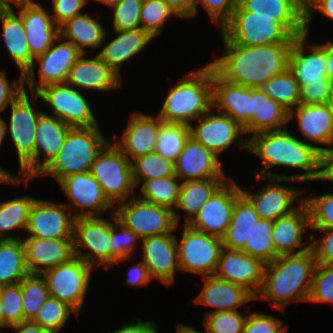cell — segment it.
Returning <instances> with one entry per match:
<instances>
[{"mask_svg": "<svg viewBox=\"0 0 333 333\" xmlns=\"http://www.w3.org/2000/svg\"><path fill=\"white\" fill-rule=\"evenodd\" d=\"M96 1L101 2V3L111 7L115 4H118L121 0H96Z\"/></svg>", "mask_w": 333, "mask_h": 333, "instance_id": "73", "label": "cell"}, {"mask_svg": "<svg viewBox=\"0 0 333 333\" xmlns=\"http://www.w3.org/2000/svg\"><path fill=\"white\" fill-rule=\"evenodd\" d=\"M18 79L9 83L5 71L0 72V112H3L24 92L23 74H20Z\"/></svg>", "mask_w": 333, "mask_h": 333, "instance_id": "61", "label": "cell"}, {"mask_svg": "<svg viewBox=\"0 0 333 333\" xmlns=\"http://www.w3.org/2000/svg\"><path fill=\"white\" fill-rule=\"evenodd\" d=\"M119 204L114 207L117 220L141 239L173 233L179 226L173 210L143 201L136 195Z\"/></svg>", "mask_w": 333, "mask_h": 333, "instance_id": "9", "label": "cell"}, {"mask_svg": "<svg viewBox=\"0 0 333 333\" xmlns=\"http://www.w3.org/2000/svg\"><path fill=\"white\" fill-rule=\"evenodd\" d=\"M113 31L118 36L107 43L97 55L121 76V64L140 53L154 37L142 28Z\"/></svg>", "mask_w": 333, "mask_h": 333, "instance_id": "34", "label": "cell"}, {"mask_svg": "<svg viewBox=\"0 0 333 333\" xmlns=\"http://www.w3.org/2000/svg\"><path fill=\"white\" fill-rule=\"evenodd\" d=\"M71 128L55 116L44 112L39 116L34 149V178L39 177L57 157ZM39 156L44 157V161Z\"/></svg>", "mask_w": 333, "mask_h": 333, "instance_id": "31", "label": "cell"}, {"mask_svg": "<svg viewBox=\"0 0 333 333\" xmlns=\"http://www.w3.org/2000/svg\"><path fill=\"white\" fill-rule=\"evenodd\" d=\"M83 55L85 56L82 54L70 69L66 84L101 92L122 86L121 76L97 54L89 59Z\"/></svg>", "mask_w": 333, "mask_h": 333, "instance_id": "30", "label": "cell"}, {"mask_svg": "<svg viewBox=\"0 0 333 333\" xmlns=\"http://www.w3.org/2000/svg\"><path fill=\"white\" fill-rule=\"evenodd\" d=\"M111 215L112 218L110 220L113 266L114 264H119L121 261L131 260L130 255L135 251L134 249L136 248L137 240H140L141 238L117 220L114 210H112ZM117 227L120 228V232L116 231Z\"/></svg>", "mask_w": 333, "mask_h": 333, "instance_id": "49", "label": "cell"}, {"mask_svg": "<svg viewBox=\"0 0 333 333\" xmlns=\"http://www.w3.org/2000/svg\"><path fill=\"white\" fill-rule=\"evenodd\" d=\"M253 15L275 17L294 37L306 34L305 0H237Z\"/></svg>", "mask_w": 333, "mask_h": 333, "instance_id": "29", "label": "cell"}, {"mask_svg": "<svg viewBox=\"0 0 333 333\" xmlns=\"http://www.w3.org/2000/svg\"><path fill=\"white\" fill-rule=\"evenodd\" d=\"M108 141L100 132L99 125L72 127L57 157L39 176L50 174L59 183L69 175L90 172L98 152Z\"/></svg>", "mask_w": 333, "mask_h": 333, "instance_id": "5", "label": "cell"}, {"mask_svg": "<svg viewBox=\"0 0 333 333\" xmlns=\"http://www.w3.org/2000/svg\"><path fill=\"white\" fill-rule=\"evenodd\" d=\"M170 89L157 116L164 123L185 124L213 109V66L191 71Z\"/></svg>", "mask_w": 333, "mask_h": 333, "instance_id": "4", "label": "cell"}, {"mask_svg": "<svg viewBox=\"0 0 333 333\" xmlns=\"http://www.w3.org/2000/svg\"><path fill=\"white\" fill-rule=\"evenodd\" d=\"M73 245L75 256L93 268L94 265L112 267L111 221L99 216L76 217Z\"/></svg>", "mask_w": 333, "mask_h": 333, "instance_id": "10", "label": "cell"}, {"mask_svg": "<svg viewBox=\"0 0 333 333\" xmlns=\"http://www.w3.org/2000/svg\"><path fill=\"white\" fill-rule=\"evenodd\" d=\"M178 17L193 18L195 0H163Z\"/></svg>", "mask_w": 333, "mask_h": 333, "instance_id": "65", "label": "cell"}, {"mask_svg": "<svg viewBox=\"0 0 333 333\" xmlns=\"http://www.w3.org/2000/svg\"><path fill=\"white\" fill-rule=\"evenodd\" d=\"M299 202V207L292 213L273 222L272 242L279 256L301 254L311 249V235L308 239L310 244L305 247L302 238L303 231L311 229L310 209L304 197Z\"/></svg>", "mask_w": 333, "mask_h": 333, "instance_id": "21", "label": "cell"}, {"mask_svg": "<svg viewBox=\"0 0 333 333\" xmlns=\"http://www.w3.org/2000/svg\"><path fill=\"white\" fill-rule=\"evenodd\" d=\"M333 93V83L328 78L319 82L306 83L301 88L300 104H326Z\"/></svg>", "mask_w": 333, "mask_h": 333, "instance_id": "58", "label": "cell"}, {"mask_svg": "<svg viewBox=\"0 0 333 333\" xmlns=\"http://www.w3.org/2000/svg\"><path fill=\"white\" fill-rule=\"evenodd\" d=\"M10 108L11 115L9 125L6 123V133L10 135L16 147L22 179H34L36 128L39 116L43 112L34 110L25 88Z\"/></svg>", "mask_w": 333, "mask_h": 333, "instance_id": "8", "label": "cell"}, {"mask_svg": "<svg viewBox=\"0 0 333 333\" xmlns=\"http://www.w3.org/2000/svg\"><path fill=\"white\" fill-rule=\"evenodd\" d=\"M132 162L133 180L136 187L143 181L175 175L174 163L156 152L134 159Z\"/></svg>", "mask_w": 333, "mask_h": 333, "instance_id": "47", "label": "cell"}, {"mask_svg": "<svg viewBox=\"0 0 333 333\" xmlns=\"http://www.w3.org/2000/svg\"><path fill=\"white\" fill-rule=\"evenodd\" d=\"M240 147L254 153L263 161L264 169L254 174L260 177L290 178L300 182L322 180L323 154L328 147L306 143L290 134L286 128L253 134L239 141ZM286 166L306 171L293 176L273 174L268 169Z\"/></svg>", "mask_w": 333, "mask_h": 333, "instance_id": "1", "label": "cell"}, {"mask_svg": "<svg viewBox=\"0 0 333 333\" xmlns=\"http://www.w3.org/2000/svg\"><path fill=\"white\" fill-rule=\"evenodd\" d=\"M26 37L31 52V66L34 59L44 54L60 36L51 12L32 1L19 7Z\"/></svg>", "mask_w": 333, "mask_h": 333, "instance_id": "24", "label": "cell"}, {"mask_svg": "<svg viewBox=\"0 0 333 333\" xmlns=\"http://www.w3.org/2000/svg\"><path fill=\"white\" fill-rule=\"evenodd\" d=\"M326 71L327 78L333 83V42H326Z\"/></svg>", "mask_w": 333, "mask_h": 333, "instance_id": "68", "label": "cell"}, {"mask_svg": "<svg viewBox=\"0 0 333 333\" xmlns=\"http://www.w3.org/2000/svg\"><path fill=\"white\" fill-rule=\"evenodd\" d=\"M273 221L260 218L253 226L250 239L242 249L246 254L263 260L266 264L279 255L272 242Z\"/></svg>", "mask_w": 333, "mask_h": 333, "instance_id": "46", "label": "cell"}, {"mask_svg": "<svg viewBox=\"0 0 333 333\" xmlns=\"http://www.w3.org/2000/svg\"><path fill=\"white\" fill-rule=\"evenodd\" d=\"M213 109L229 115L242 128L252 119V88L223 79L213 67Z\"/></svg>", "mask_w": 333, "mask_h": 333, "instance_id": "26", "label": "cell"}, {"mask_svg": "<svg viewBox=\"0 0 333 333\" xmlns=\"http://www.w3.org/2000/svg\"><path fill=\"white\" fill-rule=\"evenodd\" d=\"M21 181L25 182L27 186L29 179H22L18 176L11 175L5 169L0 167V183L19 185Z\"/></svg>", "mask_w": 333, "mask_h": 333, "instance_id": "69", "label": "cell"}, {"mask_svg": "<svg viewBox=\"0 0 333 333\" xmlns=\"http://www.w3.org/2000/svg\"><path fill=\"white\" fill-rule=\"evenodd\" d=\"M0 20L6 50L24 75L31 67V52L23 20L13 9L0 10Z\"/></svg>", "mask_w": 333, "mask_h": 333, "instance_id": "36", "label": "cell"}, {"mask_svg": "<svg viewBox=\"0 0 333 333\" xmlns=\"http://www.w3.org/2000/svg\"><path fill=\"white\" fill-rule=\"evenodd\" d=\"M22 241L30 274H42L75 257L73 239H40L29 236Z\"/></svg>", "mask_w": 333, "mask_h": 333, "instance_id": "27", "label": "cell"}, {"mask_svg": "<svg viewBox=\"0 0 333 333\" xmlns=\"http://www.w3.org/2000/svg\"><path fill=\"white\" fill-rule=\"evenodd\" d=\"M36 198L30 196L16 197L0 203V240L17 239L6 235L13 229H27L30 209Z\"/></svg>", "mask_w": 333, "mask_h": 333, "instance_id": "41", "label": "cell"}, {"mask_svg": "<svg viewBox=\"0 0 333 333\" xmlns=\"http://www.w3.org/2000/svg\"><path fill=\"white\" fill-rule=\"evenodd\" d=\"M35 97L43 99L51 106L52 116L61 119L70 127H93L99 125L93 115L88 100L79 90L66 83L51 84L41 88Z\"/></svg>", "mask_w": 333, "mask_h": 333, "instance_id": "14", "label": "cell"}, {"mask_svg": "<svg viewBox=\"0 0 333 333\" xmlns=\"http://www.w3.org/2000/svg\"><path fill=\"white\" fill-rule=\"evenodd\" d=\"M32 2V0H0V10H10L13 9L10 3L16 5L17 7L23 4Z\"/></svg>", "mask_w": 333, "mask_h": 333, "instance_id": "70", "label": "cell"}, {"mask_svg": "<svg viewBox=\"0 0 333 333\" xmlns=\"http://www.w3.org/2000/svg\"><path fill=\"white\" fill-rule=\"evenodd\" d=\"M246 317L238 310L213 312L205 315L204 326L209 333H243Z\"/></svg>", "mask_w": 333, "mask_h": 333, "instance_id": "52", "label": "cell"}, {"mask_svg": "<svg viewBox=\"0 0 333 333\" xmlns=\"http://www.w3.org/2000/svg\"><path fill=\"white\" fill-rule=\"evenodd\" d=\"M225 180L227 181L226 178H211L181 182L179 200L174 210L176 224L180 225L176 209L187 212L184 224H188Z\"/></svg>", "mask_w": 333, "mask_h": 333, "instance_id": "38", "label": "cell"}, {"mask_svg": "<svg viewBox=\"0 0 333 333\" xmlns=\"http://www.w3.org/2000/svg\"><path fill=\"white\" fill-rule=\"evenodd\" d=\"M171 15L177 16L163 0H144L140 12L141 28L156 37L162 33V26Z\"/></svg>", "mask_w": 333, "mask_h": 333, "instance_id": "50", "label": "cell"}, {"mask_svg": "<svg viewBox=\"0 0 333 333\" xmlns=\"http://www.w3.org/2000/svg\"><path fill=\"white\" fill-rule=\"evenodd\" d=\"M310 209L311 228H333V193L304 197Z\"/></svg>", "mask_w": 333, "mask_h": 333, "instance_id": "54", "label": "cell"}, {"mask_svg": "<svg viewBox=\"0 0 333 333\" xmlns=\"http://www.w3.org/2000/svg\"><path fill=\"white\" fill-rule=\"evenodd\" d=\"M61 39L59 36L44 54L35 58L30 69L23 75L24 88L27 84L30 93L36 94L47 85L66 83L70 69L83 54L71 42H61ZM56 41L60 43L56 45ZM35 60L39 64V83L35 82Z\"/></svg>", "mask_w": 333, "mask_h": 333, "instance_id": "13", "label": "cell"}, {"mask_svg": "<svg viewBox=\"0 0 333 333\" xmlns=\"http://www.w3.org/2000/svg\"><path fill=\"white\" fill-rule=\"evenodd\" d=\"M308 301L333 303V266L316 264Z\"/></svg>", "mask_w": 333, "mask_h": 333, "instance_id": "55", "label": "cell"}, {"mask_svg": "<svg viewBox=\"0 0 333 333\" xmlns=\"http://www.w3.org/2000/svg\"><path fill=\"white\" fill-rule=\"evenodd\" d=\"M93 267L79 257L44 271L51 297L67 303L79 315L89 288Z\"/></svg>", "mask_w": 333, "mask_h": 333, "instance_id": "11", "label": "cell"}, {"mask_svg": "<svg viewBox=\"0 0 333 333\" xmlns=\"http://www.w3.org/2000/svg\"><path fill=\"white\" fill-rule=\"evenodd\" d=\"M177 236L167 233L142 238L143 259L152 279L167 286L174 283L175 271H180Z\"/></svg>", "mask_w": 333, "mask_h": 333, "instance_id": "20", "label": "cell"}, {"mask_svg": "<svg viewBox=\"0 0 333 333\" xmlns=\"http://www.w3.org/2000/svg\"><path fill=\"white\" fill-rule=\"evenodd\" d=\"M59 185L70 203V205L68 203L63 204L70 210L73 209L75 217L99 216V213L109 208L114 210V206L105 197L99 182L90 172L69 175L63 178ZM74 209L76 211L81 210V213L74 212ZM82 210H85V212Z\"/></svg>", "mask_w": 333, "mask_h": 333, "instance_id": "18", "label": "cell"}, {"mask_svg": "<svg viewBox=\"0 0 333 333\" xmlns=\"http://www.w3.org/2000/svg\"><path fill=\"white\" fill-rule=\"evenodd\" d=\"M0 300L3 308L4 328L24 321L21 282L0 286Z\"/></svg>", "mask_w": 333, "mask_h": 333, "instance_id": "51", "label": "cell"}, {"mask_svg": "<svg viewBox=\"0 0 333 333\" xmlns=\"http://www.w3.org/2000/svg\"><path fill=\"white\" fill-rule=\"evenodd\" d=\"M162 123L163 121L158 116L154 118L152 115H145L141 112L132 113L122 134V139L115 144L129 160H131L130 157L134 160L152 153L155 150Z\"/></svg>", "mask_w": 333, "mask_h": 333, "instance_id": "28", "label": "cell"}, {"mask_svg": "<svg viewBox=\"0 0 333 333\" xmlns=\"http://www.w3.org/2000/svg\"><path fill=\"white\" fill-rule=\"evenodd\" d=\"M197 120V126H189L190 136L217 156L236 143L239 135H245L244 129L236 121L221 112L215 115L208 111Z\"/></svg>", "mask_w": 333, "mask_h": 333, "instance_id": "22", "label": "cell"}, {"mask_svg": "<svg viewBox=\"0 0 333 333\" xmlns=\"http://www.w3.org/2000/svg\"><path fill=\"white\" fill-rule=\"evenodd\" d=\"M9 328L16 330L17 333H53L51 330L41 327L33 321H23Z\"/></svg>", "mask_w": 333, "mask_h": 333, "instance_id": "66", "label": "cell"}, {"mask_svg": "<svg viewBox=\"0 0 333 333\" xmlns=\"http://www.w3.org/2000/svg\"><path fill=\"white\" fill-rule=\"evenodd\" d=\"M175 175L184 182L211 178H227L219 157L189 136L184 149L174 163Z\"/></svg>", "mask_w": 333, "mask_h": 333, "instance_id": "23", "label": "cell"}, {"mask_svg": "<svg viewBox=\"0 0 333 333\" xmlns=\"http://www.w3.org/2000/svg\"><path fill=\"white\" fill-rule=\"evenodd\" d=\"M176 329H177V333H209L206 328H205L206 332H201V331L195 330L192 326L183 325L181 323H179L176 326Z\"/></svg>", "mask_w": 333, "mask_h": 333, "instance_id": "71", "label": "cell"}, {"mask_svg": "<svg viewBox=\"0 0 333 333\" xmlns=\"http://www.w3.org/2000/svg\"><path fill=\"white\" fill-rule=\"evenodd\" d=\"M198 2L212 17V21L220 26V29L231 19L237 6V0H195L193 16L197 13Z\"/></svg>", "mask_w": 333, "mask_h": 333, "instance_id": "57", "label": "cell"}, {"mask_svg": "<svg viewBox=\"0 0 333 333\" xmlns=\"http://www.w3.org/2000/svg\"><path fill=\"white\" fill-rule=\"evenodd\" d=\"M307 34L295 37L288 59V69L300 85L319 82L327 78L326 43L310 45L306 51ZM309 51V52H308Z\"/></svg>", "mask_w": 333, "mask_h": 333, "instance_id": "25", "label": "cell"}, {"mask_svg": "<svg viewBox=\"0 0 333 333\" xmlns=\"http://www.w3.org/2000/svg\"><path fill=\"white\" fill-rule=\"evenodd\" d=\"M314 10H319L325 17L333 21V0H305V31L308 35V25L314 15Z\"/></svg>", "mask_w": 333, "mask_h": 333, "instance_id": "62", "label": "cell"}, {"mask_svg": "<svg viewBox=\"0 0 333 333\" xmlns=\"http://www.w3.org/2000/svg\"><path fill=\"white\" fill-rule=\"evenodd\" d=\"M322 180L333 182V148L323 154Z\"/></svg>", "mask_w": 333, "mask_h": 333, "instance_id": "67", "label": "cell"}, {"mask_svg": "<svg viewBox=\"0 0 333 333\" xmlns=\"http://www.w3.org/2000/svg\"><path fill=\"white\" fill-rule=\"evenodd\" d=\"M6 122L3 118L0 117V146L3 145V140L5 138L6 133Z\"/></svg>", "mask_w": 333, "mask_h": 333, "instance_id": "72", "label": "cell"}, {"mask_svg": "<svg viewBox=\"0 0 333 333\" xmlns=\"http://www.w3.org/2000/svg\"><path fill=\"white\" fill-rule=\"evenodd\" d=\"M258 178V179H257ZM256 179L268 180L263 189L258 192L250 193V191L242 190V193L251 201L254 205L256 212L260 218L275 221L279 218L285 217L286 215L292 213L299 206H294L295 199L302 196L305 190H300L298 188H290L282 184L281 182L287 181H297L290 178H276V177H260L256 176Z\"/></svg>", "mask_w": 333, "mask_h": 333, "instance_id": "19", "label": "cell"}, {"mask_svg": "<svg viewBox=\"0 0 333 333\" xmlns=\"http://www.w3.org/2000/svg\"><path fill=\"white\" fill-rule=\"evenodd\" d=\"M113 142L109 140L98 152L90 173L99 182L105 197L115 207V203L125 202L131 193L135 194L133 190L136 186L132 160Z\"/></svg>", "mask_w": 333, "mask_h": 333, "instance_id": "7", "label": "cell"}, {"mask_svg": "<svg viewBox=\"0 0 333 333\" xmlns=\"http://www.w3.org/2000/svg\"><path fill=\"white\" fill-rule=\"evenodd\" d=\"M289 122V111L271 99L261 87L252 88V119L243 128L245 134L281 130Z\"/></svg>", "mask_w": 333, "mask_h": 333, "instance_id": "35", "label": "cell"}, {"mask_svg": "<svg viewBox=\"0 0 333 333\" xmlns=\"http://www.w3.org/2000/svg\"><path fill=\"white\" fill-rule=\"evenodd\" d=\"M29 274L22 239L0 240V286L20 283Z\"/></svg>", "mask_w": 333, "mask_h": 333, "instance_id": "40", "label": "cell"}, {"mask_svg": "<svg viewBox=\"0 0 333 333\" xmlns=\"http://www.w3.org/2000/svg\"><path fill=\"white\" fill-rule=\"evenodd\" d=\"M177 175L144 181L139 199L162 207L175 210L179 200L181 183Z\"/></svg>", "mask_w": 333, "mask_h": 333, "instance_id": "42", "label": "cell"}, {"mask_svg": "<svg viewBox=\"0 0 333 333\" xmlns=\"http://www.w3.org/2000/svg\"><path fill=\"white\" fill-rule=\"evenodd\" d=\"M261 88L288 111L300 104V85L289 69L272 77Z\"/></svg>", "mask_w": 333, "mask_h": 333, "instance_id": "43", "label": "cell"}, {"mask_svg": "<svg viewBox=\"0 0 333 333\" xmlns=\"http://www.w3.org/2000/svg\"><path fill=\"white\" fill-rule=\"evenodd\" d=\"M294 114L303 137L313 143L333 144V116L326 104H299L289 111V121Z\"/></svg>", "mask_w": 333, "mask_h": 333, "instance_id": "33", "label": "cell"}, {"mask_svg": "<svg viewBox=\"0 0 333 333\" xmlns=\"http://www.w3.org/2000/svg\"><path fill=\"white\" fill-rule=\"evenodd\" d=\"M62 40L71 42L83 54L85 48H98L106 37L103 25L88 14H80L59 27Z\"/></svg>", "mask_w": 333, "mask_h": 333, "instance_id": "39", "label": "cell"}, {"mask_svg": "<svg viewBox=\"0 0 333 333\" xmlns=\"http://www.w3.org/2000/svg\"><path fill=\"white\" fill-rule=\"evenodd\" d=\"M315 266L312 249L278 256L266 264L263 284L255 300L269 299L279 309L285 308L289 301L308 302Z\"/></svg>", "mask_w": 333, "mask_h": 333, "instance_id": "3", "label": "cell"}, {"mask_svg": "<svg viewBox=\"0 0 333 333\" xmlns=\"http://www.w3.org/2000/svg\"><path fill=\"white\" fill-rule=\"evenodd\" d=\"M0 328H4L3 308L0 300Z\"/></svg>", "mask_w": 333, "mask_h": 333, "instance_id": "75", "label": "cell"}, {"mask_svg": "<svg viewBox=\"0 0 333 333\" xmlns=\"http://www.w3.org/2000/svg\"><path fill=\"white\" fill-rule=\"evenodd\" d=\"M128 277L125 284L129 287L147 286L148 283L153 280L148 272V268L142 260L128 270Z\"/></svg>", "mask_w": 333, "mask_h": 333, "instance_id": "63", "label": "cell"}, {"mask_svg": "<svg viewBox=\"0 0 333 333\" xmlns=\"http://www.w3.org/2000/svg\"><path fill=\"white\" fill-rule=\"evenodd\" d=\"M293 44L242 46L224 44V54L210 64L226 81L245 87H262L288 69Z\"/></svg>", "mask_w": 333, "mask_h": 333, "instance_id": "2", "label": "cell"}, {"mask_svg": "<svg viewBox=\"0 0 333 333\" xmlns=\"http://www.w3.org/2000/svg\"><path fill=\"white\" fill-rule=\"evenodd\" d=\"M71 212L63 203L36 199L30 209L26 230L30 237L40 239H73L76 217Z\"/></svg>", "mask_w": 333, "mask_h": 333, "instance_id": "16", "label": "cell"}, {"mask_svg": "<svg viewBox=\"0 0 333 333\" xmlns=\"http://www.w3.org/2000/svg\"><path fill=\"white\" fill-rule=\"evenodd\" d=\"M283 321L274 316L255 312L246 317L243 333H287Z\"/></svg>", "mask_w": 333, "mask_h": 333, "instance_id": "56", "label": "cell"}, {"mask_svg": "<svg viewBox=\"0 0 333 333\" xmlns=\"http://www.w3.org/2000/svg\"><path fill=\"white\" fill-rule=\"evenodd\" d=\"M224 44L259 46L293 44L295 37L275 17L253 15L238 3L231 19L221 28Z\"/></svg>", "mask_w": 333, "mask_h": 333, "instance_id": "6", "label": "cell"}, {"mask_svg": "<svg viewBox=\"0 0 333 333\" xmlns=\"http://www.w3.org/2000/svg\"><path fill=\"white\" fill-rule=\"evenodd\" d=\"M87 2L88 0H52L54 14L51 16L54 23L60 27L66 21L83 14L81 10L87 5Z\"/></svg>", "mask_w": 333, "mask_h": 333, "instance_id": "60", "label": "cell"}, {"mask_svg": "<svg viewBox=\"0 0 333 333\" xmlns=\"http://www.w3.org/2000/svg\"><path fill=\"white\" fill-rule=\"evenodd\" d=\"M144 0H121L113 8V30L141 28L140 12Z\"/></svg>", "mask_w": 333, "mask_h": 333, "instance_id": "53", "label": "cell"}, {"mask_svg": "<svg viewBox=\"0 0 333 333\" xmlns=\"http://www.w3.org/2000/svg\"><path fill=\"white\" fill-rule=\"evenodd\" d=\"M72 313L78 316L77 312L67 303L49 296L33 322L51 330L53 333H59Z\"/></svg>", "mask_w": 333, "mask_h": 333, "instance_id": "48", "label": "cell"}, {"mask_svg": "<svg viewBox=\"0 0 333 333\" xmlns=\"http://www.w3.org/2000/svg\"><path fill=\"white\" fill-rule=\"evenodd\" d=\"M326 105L329 108V111L331 112L332 116H333V93L330 96L329 100L327 101Z\"/></svg>", "mask_w": 333, "mask_h": 333, "instance_id": "74", "label": "cell"}, {"mask_svg": "<svg viewBox=\"0 0 333 333\" xmlns=\"http://www.w3.org/2000/svg\"><path fill=\"white\" fill-rule=\"evenodd\" d=\"M189 136L188 125L163 122L158 132L154 152L175 163Z\"/></svg>", "mask_w": 333, "mask_h": 333, "instance_id": "44", "label": "cell"}, {"mask_svg": "<svg viewBox=\"0 0 333 333\" xmlns=\"http://www.w3.org/2000/svg\"><path fill=\"white\" fill-rule=\"evenodd\" d=\"M177 246L181 272L201 274L203 277L214 275L223 249L222 238L184 224Z\"/></svg>", "mask_w": 333, "mask_h": 333, "instance_id": "12", "label": "cell"}, {"mask_svg": "<svg viewBox=\"0 0 333 333\" xmlns=\"http://www.w3.org/2000/svg\"><path fill=\"white\" fill-rule=\"evenodd\" d=\"M124 325L122 328L114 331V332H107V333H157V326L156 323L153 321H146L143 322L141 319L138 318V322Z\"/></svg>", "mask_w": 333, "mask_h": 333, "instance_id": "64", "label": "cell"}, {"mask_svg": "<svg viewBox=\"0 0 333 333\" xmlns=\"http://www.w3.org/2000/svg\"><path fill=\"white\" fill-rule=\"evenodd\" d=\"M265 267L263 260L250 256L243 250L223 247L214 276L242 286L256 297L263 284Z\"/></svg>", "mask_w": 333, "mask_h": 333, "instance_id": "17", "label": "cell"}, {"mask_svg": "<svg viewBox=\"0 0 333 333\" xmlns=\"http://www.w3.org/2000/svg\"><path fill=\"white\" fill-rule=\"evenodd\" d=\"M204 287L195 299L196 302L209 305L210 310L205 315L221 311H237L240 306L255 300V297L244 287L213 276H204Z\"/></svg>", "mask_w": 333, "mask_h": 333, "instance_id": "32", "label": "cell"}, {"mask_svg": "<svg viewBox=\"0 0 333 333\" xmlns=\"http://www.w3.org/2000/svg\"><path fill=\"white\" fill-rule=\"evenodd\" d=\"M259 219L254 205L242 193L235 201L230 225L222 237L223 247L230 250H242L250 239L253 226Z\"/></svg>", "mask_w": 333, "mask_h": 333, "instance_id": "37", "label": "cell"}, {"mask_svg": "<svg viewBox=\"0 0 333 333\" xmlns=\"http://www.w3.org/2000/svg\"><path fill=\"white\" fill-rule=\"evenodd\" d=\"M226 181L213 193L200 211L188 223L198 231L222 238L231 222L236 199L242 189L231 179Z\"/></svg>", "mask_w": 333, "mask_h": 333, "instance_id": "15", "label": "cell"}, {"mask_svg": "<svg viewBox=\"0 0 333 333\" xmlns=\"http://www.w3.org/2000/svg\"><path fill=\"white\" fill-rule=\"evenodd\" d=\"M21 292L24 321H33L50 296L46 280L41 274H29L21 281Z\"/></svg>", "mask_w": 333, "mask_h": 333, "instance_id": "45", "label": "cell"}, {"mask_svg": "<svg viewBox=\"0 0 333 333\" xmlns=\"http://www.w3.org/2000/svg\"><path fill=\"white\" fill-rule=\"evenodd\" d=\"M321 231L323 238H314L311 234V249L314 252L316 264L333 266V228H311Z\"/></svg>", "mask_w": 333, "mask_h": 333, "instance_id": "59", "label": "cell"}]
</instances>
